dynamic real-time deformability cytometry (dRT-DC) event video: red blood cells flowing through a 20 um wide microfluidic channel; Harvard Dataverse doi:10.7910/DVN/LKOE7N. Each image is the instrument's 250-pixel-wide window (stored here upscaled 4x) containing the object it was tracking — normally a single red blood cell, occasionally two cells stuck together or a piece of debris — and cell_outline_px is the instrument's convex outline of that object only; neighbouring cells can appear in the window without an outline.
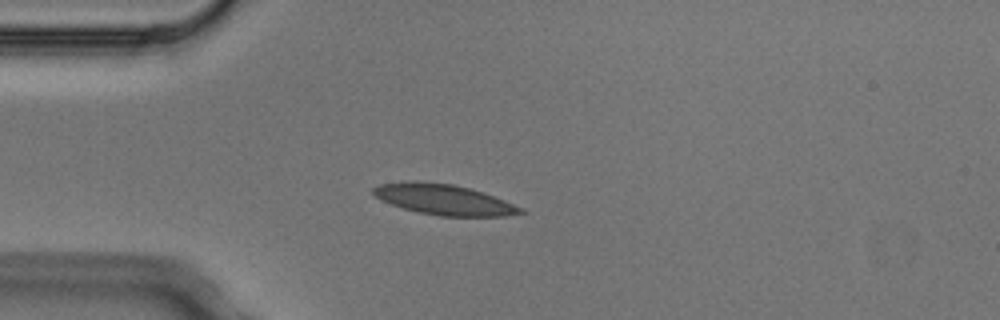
{"species": "Egyptian fruit bat (a non-hibernating species)", "species_latin": "Rousettus aegyptiacus", "temperature_condition": "cold", "stored_images_in_passage": 4, "camera_frame_rate_fps": 3000, "um_per_image_px": 0.085, "animal": {"sex": "male"}, "frame": {"image": 1, "passage_image": 4, "time_ms": 1.0, "image_size_px": [1000, 320], "cell_outline_px": [[528, 212], [504, 216], [440, 216], [420, 212], [404, 208], [380, 200], [372, 192], [372, 188], [380, 184], [408, 180], [416, 180], [452, 184], [472, 188], [484, 192], [524, 208]], "centroid_in_image_um": [37.75, 16.95], "position_along_channel_um": 47.3, "area_um2": 26.36}}